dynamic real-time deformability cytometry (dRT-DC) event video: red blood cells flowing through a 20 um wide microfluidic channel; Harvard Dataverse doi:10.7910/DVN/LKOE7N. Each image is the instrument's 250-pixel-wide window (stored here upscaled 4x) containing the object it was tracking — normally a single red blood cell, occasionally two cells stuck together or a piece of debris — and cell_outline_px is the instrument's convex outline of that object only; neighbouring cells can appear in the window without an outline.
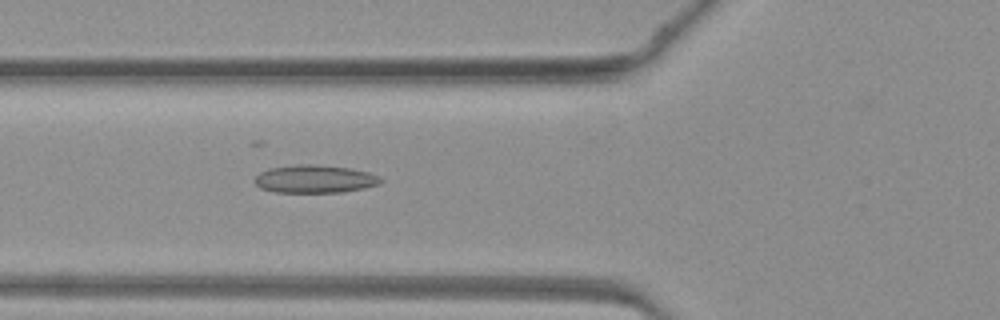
{"species": "common noctule bat (a hibernating species)", "species_latin": "Nyctalus noctula", "temperature_condition": "warm", "stored_images_in_passage": 45, "camera_frame_rate_fps": 3000, "um_per_image_px": 0.085, "animal": {"sex": "female", "body_mass_g": 19.3, "forearm_length_mm": 54.1}, "frame": {"image": 1, "passage_image": 16, "time_ms": 5.0, "image_size_px": [1000, 320], "cell_outline_px": [[384, 180], [380, 184], [364, 188], [344, 192], [276, 192], [260, 188], [252, 180], [260, 172], [268, 168], [296, 164], [316, 164], [352, 168], [368, 172], [380, 176]], "centroid_in_image_um": [26.77, 15.2], "position_along_channel_um": 99.0, "area_um2": 20.81}}
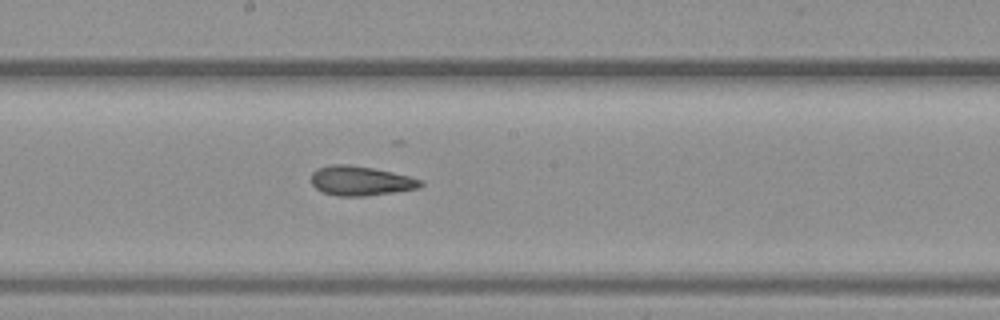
{"frame": {"image": 2, "passage_image": 24, "time_ms": 7.667, "image_size_px": [1000, 320], "cell_outline_px": [[424, 184], [420, 188], [368, 196], [336, 196], [324, 192], [316, 188], [312, 184], [312, 172], [316, 168], [332, 164], [348, 164], [372, 168], [392, 172], [424, 180]], "centroid_in_image_um": [30.67, 15.37], "position_along_channel_um": 217.5, "area_um2": 18.9}}
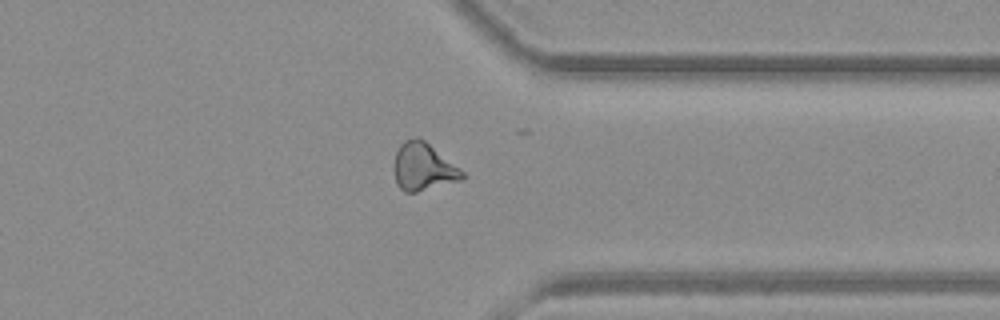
{"frame": {"image": 3, "passage_image": 35, "time_ms": 11.333, "image_size_px": [1000, 320], "cell_outline_px": [[464, 176], [460, 180], [416, 192], [404, 192], [396, 184], [392, 168], [396, 152], [400, 144], [404, 140], [412, 136], [416, 136], [424, 140], [460, 168], [464, 172]], "centroid_in_image_um": [35.92, 14.17], "position_along_channel_um": 375.5, "area_um2": 19.02}}